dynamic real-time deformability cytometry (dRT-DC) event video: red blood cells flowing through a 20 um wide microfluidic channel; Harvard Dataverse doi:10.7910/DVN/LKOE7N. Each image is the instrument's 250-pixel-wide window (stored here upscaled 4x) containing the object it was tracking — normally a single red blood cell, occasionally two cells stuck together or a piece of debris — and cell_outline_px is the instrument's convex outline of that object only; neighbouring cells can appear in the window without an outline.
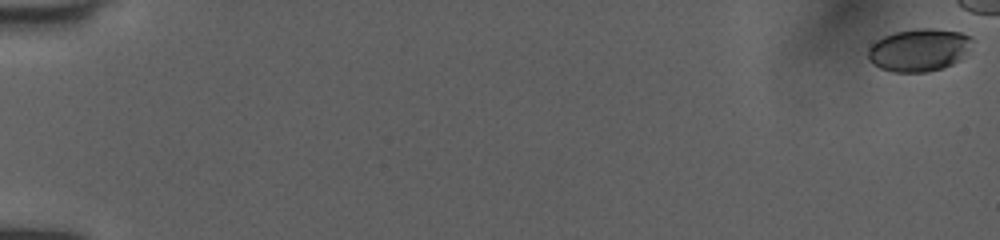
{"species": "human", "species_latin": "Homo sapiens", "temperature_condition": "room temperature", "stored_images_in_passage": 47, "camera_frame_rate_fps": 3000, "um_per_image_px": 0.085, "donor": {"sex": "female"}, "frame": {"image": 1, "passage_image": 1, "time_ms": 0.0, "image_size_px": [1000, 240], "cell_outline_px": [[976, 40], [960, 60], [944, 68], [928, 72], [892, 72], [880, 68], [872, 64], [868, 60], [868, 48], [876, 40], [884, 36], [896, 32], [916, 28], [932, 28], [960, 32], [972, 36]], "centroid_in_image_um": [78.14, 4.25], "position_along_channel_um": 6.9, "area_um2": 26.3}}
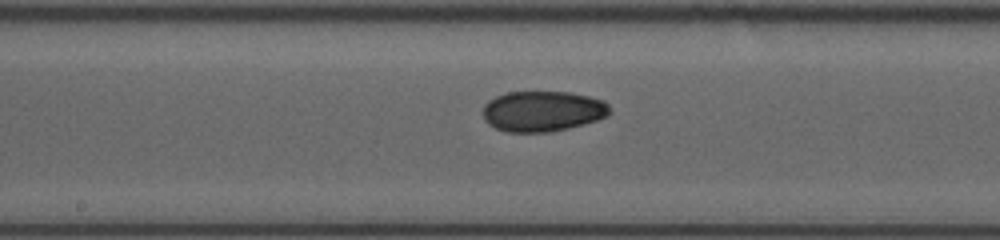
{"frame": {"image": 2, "passage_image": 30, "time_ms": 9.667, "image_size_px": [1000, 240], "cell_outline_px": [[608, 116], [584, 124], [552, 132], [508, 132], [496, 128], [488, 124], [484, 120], [484, 104], [488, 100], [496, 96], [508, 92], [572, 92], [604, 100], [608, 104]], "centroid_in_image_um": [46.11, 9.45], "position_along_channel_um": 202.1, "area_um2": 30.0}}
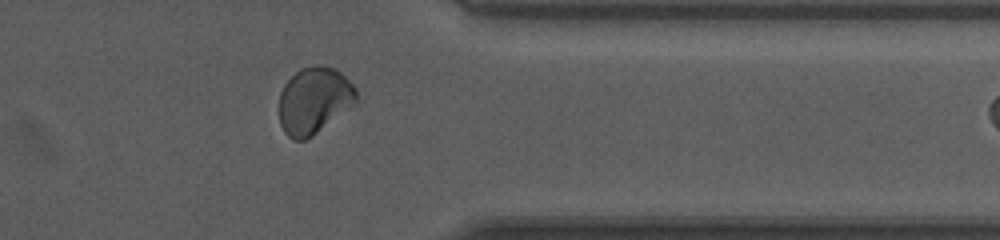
{"frame": {"image": 3, "passage_image": 44, "time_ms": 14.333, "image_size_px": [1000, 240], "cell_outline_px": [[356, 104], [312, 136], [304, 140], [292, 140], [284, 132], [280, 124], [280, 92], [284, 84], [300, 68], [316, 64], [336, 68], [356, 88]], "centroid_in_image_um": [26.7, 8.54], "position_along_channel_um": 384.7, "area_um2": 30.06}}